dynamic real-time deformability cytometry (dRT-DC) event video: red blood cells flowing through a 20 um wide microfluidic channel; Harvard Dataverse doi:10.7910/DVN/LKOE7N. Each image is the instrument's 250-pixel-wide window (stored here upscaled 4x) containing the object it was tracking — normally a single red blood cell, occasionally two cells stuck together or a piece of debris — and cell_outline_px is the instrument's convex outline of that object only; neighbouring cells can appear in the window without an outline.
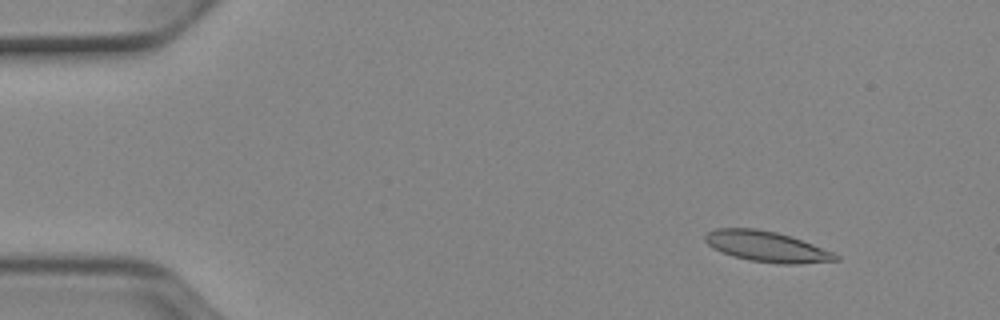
{"species": "Egyptian fruit bat (a non-hibernating species)", "species_latin": "Rousettus aegyptiacus", "temperature_condition": "cold", "stored_images_in_passage": 52, "camera_frame_rate_fps": 3000, "um_per_image_px": 0.085, "animal": {"sex": "female"}, "frame": {"image": 1, "passage_image": 6, "time_ms": 1.667, "image_size_px": [1000, 320], "cell_outline_px": [[840, 260], [796, 264], [780, 264], [752, 260], [736, 256], [712, 248], [704, 240], [704, 236], [708, 232], [716, 228], [756, 228], [776, 232], [792, 236], [832, 252], [840, 256]], "centroid_in_image_um": [65.18, 20.94], "position_along_channel_um": 19.8, "area_um2": 23.0}}
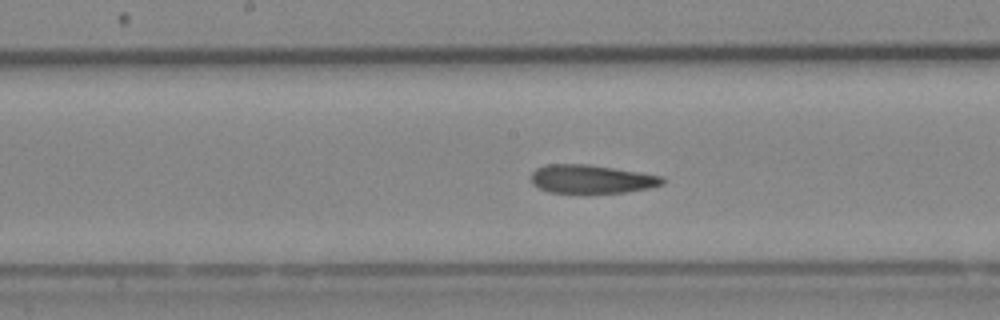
{"frame": {"image": 2, "passage_image": 27, "time_ms": 8.667, "image_size_px": [1000, 320], "cell_outline_px": [[664, 184], [648, 188], [624, 192], [584, 196], [548, 192], [532, 184], [532, 172], [536, 168], [548, 164], [588, 164], [640, 172], [664, 176]], "centroid_in_image_um": [50.26, 15.27], "position_along_channel_um": 197.9, "area_um2": 22.72}}
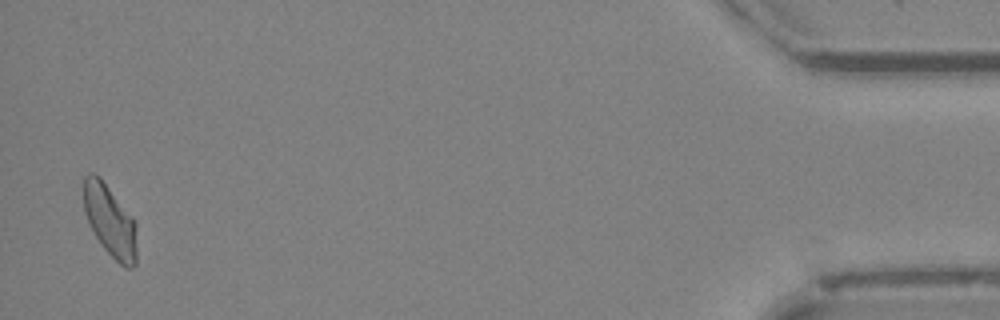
{"frame": {"image": 3, "passage_image": 51, "time_ms": 16.667, "image_size_px": [1000, 320], "cell_outline_px": [[136, 264], [132, 268], [124, 268], [104, 248], [88, 224], [84, 212], [84, 176], [88, 172], [92, 172], [100, 176], [132, 216], [136, 224]], "centroid_in_image_um": [9.35, 18.76], "position_along_channel_um": 425.9, "area_um2": 22.31}, "authors_computed_cell_mechanics": {"area_um2": 22.7154, "velocity_mm_per_s": 3.8984, "shape_relaxation_time_tau1_ms": null, "shape_relaxation_time_tau2_ms": 3.7908, "deformation_change_tau1": null, "deformation_change_tau2": 0.1121}}